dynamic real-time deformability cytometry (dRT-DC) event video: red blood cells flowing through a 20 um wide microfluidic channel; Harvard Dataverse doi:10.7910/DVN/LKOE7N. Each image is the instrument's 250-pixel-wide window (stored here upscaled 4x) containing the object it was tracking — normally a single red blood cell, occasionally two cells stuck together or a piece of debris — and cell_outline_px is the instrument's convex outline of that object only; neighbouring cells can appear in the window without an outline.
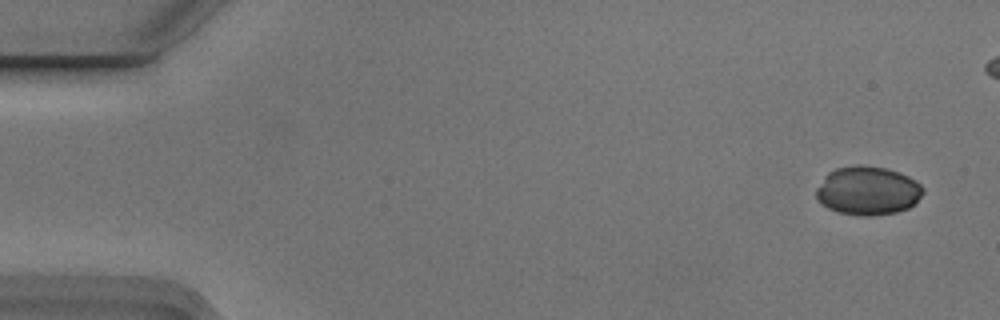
{"species": "Egyptian fruit bat (a non-hibernating species)", "species_latin": "Rousettus aegyptiacus", "temperature_condition": "cold", "stored_images_in_passage": 5, "camera_frame_rate_fps": 3000, "um_per_image_px": 0.085, "animal": {"sex": "male"}, "frame": {"image": 1, "passage_image": 1, "time_ms": 0.0, "image_size_px": [1000, 320], "cell_outline_px": [[924, 192], [916, 204], [908, 208], [896, 212], [872, 216], [864, 216], [840, 212], [828, 208], [816, 196], [816, 188], [824, 176], [828, 172], [836, 168], [856, 164], [860, 164], [888, 168], [900, 172], [916, 180], [924, 188]], "centroid_in_image_um": [73.79, 16.19], "position_along_channel_um": 11.2, "area_um2": 30.58}}